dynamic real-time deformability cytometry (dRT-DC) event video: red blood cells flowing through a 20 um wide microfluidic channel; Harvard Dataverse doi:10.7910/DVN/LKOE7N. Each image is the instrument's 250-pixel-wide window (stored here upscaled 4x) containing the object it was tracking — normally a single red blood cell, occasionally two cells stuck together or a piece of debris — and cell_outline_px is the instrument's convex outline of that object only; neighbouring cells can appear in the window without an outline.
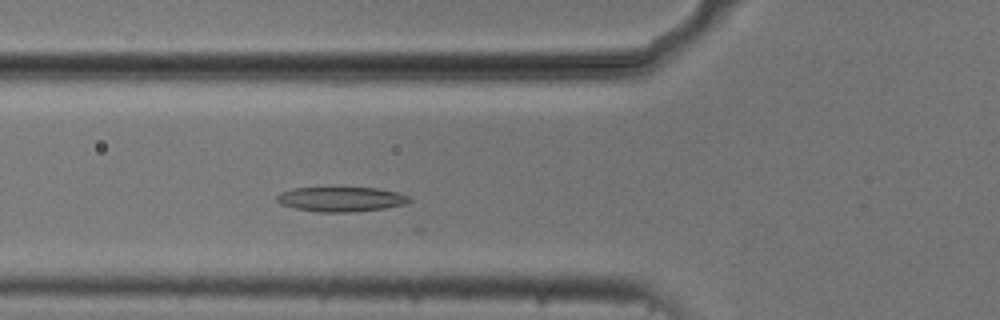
{"species": "common noctule bat (a hibernating species)", "species_latin": "Nyctalus noctula", "temperature_condition": "cold", "stored_images_in_passage": 20, "camera_frame_rate_fps": 3000, "um_per_image_px": 0.085, "animal": {"sex": "male", "body_mass_g": 20.5, "forearm_length_mm": 52.5}, "frame": {"image": 1, "passage_image": 14, "time_ms": 4.333, "image_size_px": [1000, 320], "cell_outline_px": [[412, 200], [404, 204], [384, 208], [348, 212], [320, 212], [296, 208], [280, 204], [276, 200], [276, 196], [280, 192], [292, 188], [380, 188], [396, 192], [408, 196]], "centroid_in_image_um": [28.96, 16.93], "position_along_channel_um": 96.8, "area_um2": 18.9}}
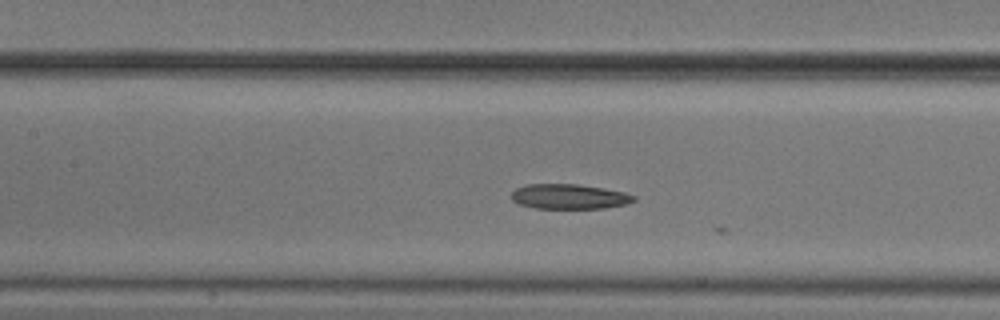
{"frame": {"image": 2, "passage_image": 19, "time_ms": 6.0, "image_size_px": [1000, 320], "cell_outline_px": [[636, 200], [628, 204], [604, 208], [536, 208], [520, 204], [512, 200], [512, 192], [516, 188], [528, 184], [576, 184], [604, 188], [624, 192], [636, 196]], "centroid_in_image_um": [48.42, 16.7], "position_along_channel_um": 159.0, "area_um2": 17.74}}